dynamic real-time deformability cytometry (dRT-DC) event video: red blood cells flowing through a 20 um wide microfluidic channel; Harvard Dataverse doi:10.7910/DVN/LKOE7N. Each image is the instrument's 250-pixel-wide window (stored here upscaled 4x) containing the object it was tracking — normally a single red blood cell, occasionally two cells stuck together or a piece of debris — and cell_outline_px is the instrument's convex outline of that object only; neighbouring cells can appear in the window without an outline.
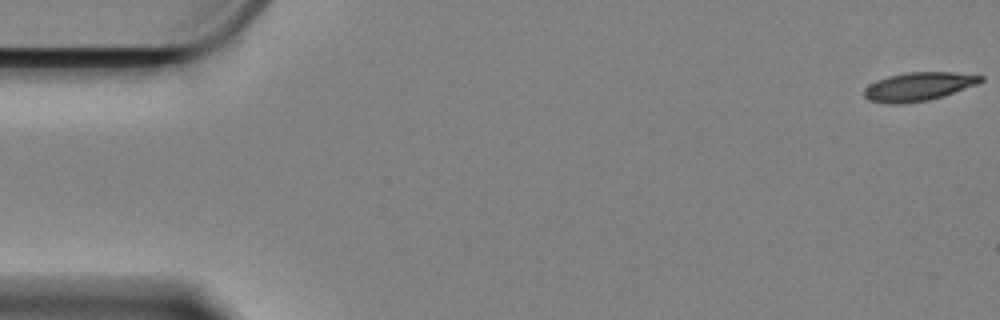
{"species": "Egyptian fruit bat (a non-hibernating species)", "species_latin": "Rousettus aegyptiacus", "temperature_condition": "cold", "stored_images_in_passage": 59, "camera_frame_rate_fps": 3000, "um_per_image_px": 0.085, "animal": {"sex": "female"}, "frame": {"image": 1, "passage_image": 1, "time_ms": 0.0, "image_size_px": [1000, 320], "cell_outline_px": [[984, 80], [976, 84], [944, 96], [928, 100], [900, 104], [888, 104], [868, 100], [864, 96], [864, 88], [868, 84], [876, 80], [888, 76], [908, 72], [952, 72], [984, 76]], "centroid_in_image_um": [78.03, 7.36], "position_along_channel_um": 7.0, "area_um2": 19.42}}
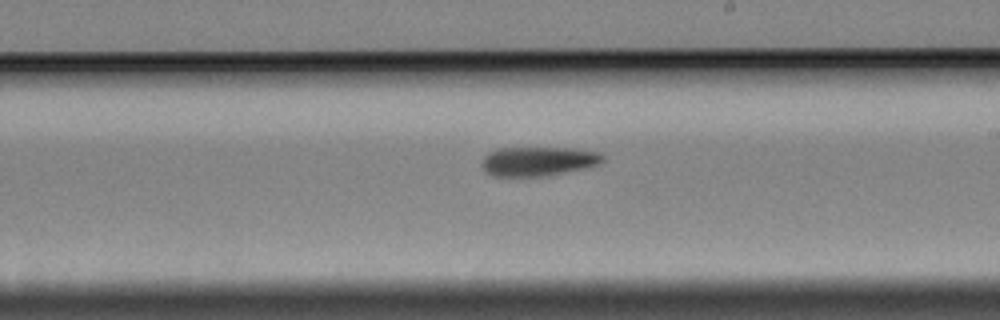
{"frame": {"image": 2, "passage_image": 34, "time_ms": 11.0, "image_size_px": [1000, 320], "cell_outline_px": [[604, 160], [600, 164], [552, 176], [492, 176], [484, 172], [484, 156], [488, 152], [496, 148], [572, 148], [600, 152], [604, 156]], "centroid_in_image_um": [45.78, 13.71], "position_along_channel_um": 243.2, "area_um2": 20.81}}
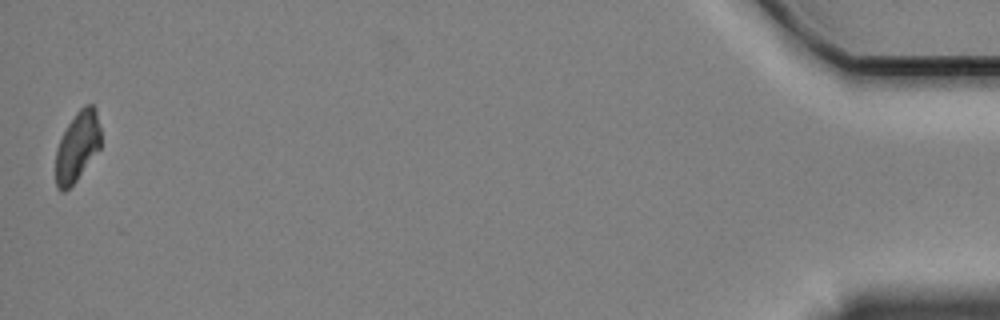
{"frame": {"image": 3, "passage_image": 59, "time_ms": 19.333, "image_size_px": [1000, 320], "cell_outline_px": [[100, 148], [76, 180], [64, 192], [60, 192], [56, 188], [56, 148], [68, 124], [76, 112], [84, 104], [92, 104], [96, 108], [100, 128]], "centroid_in_image_um": [6.57, 12.44], "position_along_channel_um": 428.6, "area_um2": 18.26}, "authors_computed_cell_mechanics": {"area_um2": 20.7502, "velocity_mm_per_s": 3.3444, "shape_relaxation_time_tau1_ms": 6.5155, "shape_relaxation_time_tau2_ms": 10.2392, "deformation_change_tau1": 0.1379, "deformation_change_tau2": 0.1702}}